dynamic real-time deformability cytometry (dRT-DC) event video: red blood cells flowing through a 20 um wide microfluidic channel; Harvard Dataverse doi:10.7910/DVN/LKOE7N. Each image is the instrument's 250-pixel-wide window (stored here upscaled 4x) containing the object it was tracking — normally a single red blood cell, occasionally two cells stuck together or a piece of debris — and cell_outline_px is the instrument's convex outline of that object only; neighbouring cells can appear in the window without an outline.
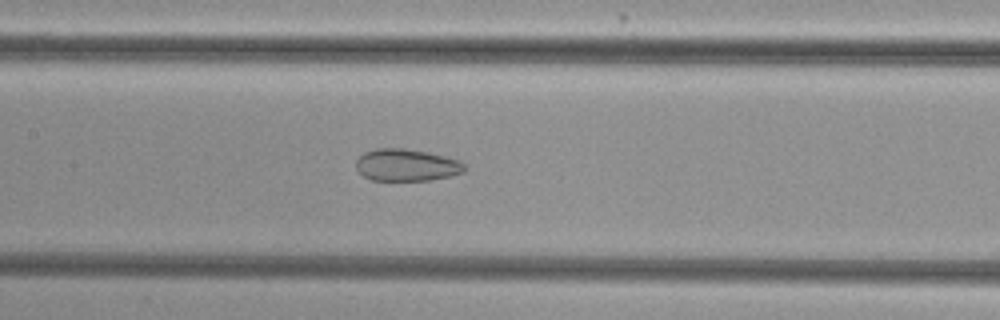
{"species": "common noctule bat (a hibernating species)", "species_latin": "Nyctalus noctula", "temperature_condition": "cold", "stored_images_in_passage": 38, "camera_frame_rate_fps": 3000, "um_per_image_px": 0.085, "animal": {"sex": "female", "body_mass_g": 29.2, "forearm_length_mm": 56.3}, "frame": {"image": 1, "passage_image": 15, "time_ms": 4.667, "image_size_px": [1000, 320], "cell_outline_px": [[468, 168], [464, 172], [448, 176], [428, 180], [372, 180], [364, 176], [356, 168], [356, 160], [364, 152], [376, 148], [404, 148], [428, 152], [460, 160]], "centroid_in_image_um": [34.56, 14.02], "position_along_channel_um": 172.8, "area_um2": 20.29}}
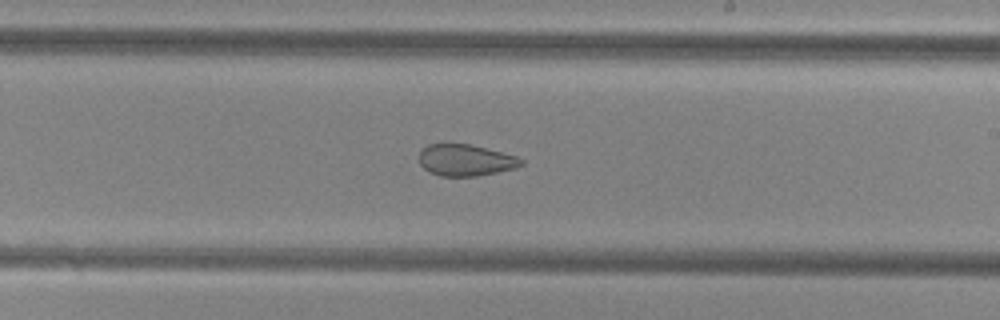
{"frame": {"image": 2, "passage_image": 21, "time_ms": 6.667, "image_size_px": [1000, 320], "cell_outline_px": [[524, 164], [516, 168], [476, 176], [440, 176], [428, 172], [420, 164], [420, 152], [428, 144], [468, 144], [516, 156], [524, 160]], "centroid_in_image_um": [39.57, 13.63], "position_along_channel_um": 249.4, "area_um2": 18.55}}
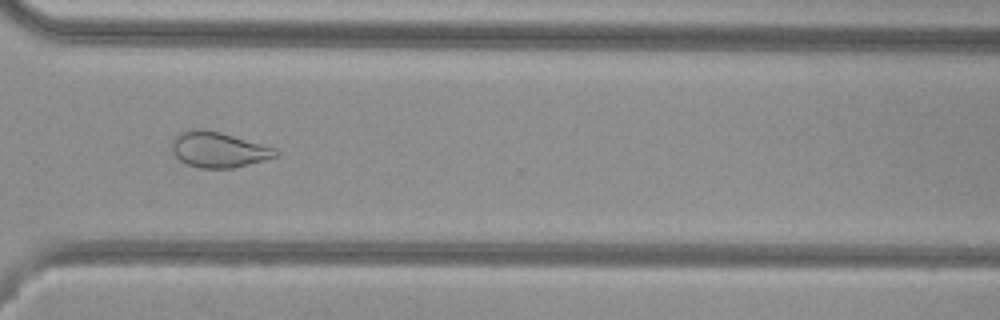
{"frame": {"image": 3, "passage_image": 29, "time_ms": 9.333, "image_size_px": [1000, 320], "cell_outline_px": [[280, 152], [276, 156], [264, 160], [232, 168], [200, 168], [188, 164], [180, 160], [172, 152], [172, 144], [176, 136], [180, 132], [200, 128], [220, 132], [276, 148]], "centroid_in_image_um": [18.58, 12.72], "position_along_channel_um": 352.0, "area_um2": 21.21}, "authors_computed_cell_mechanics": {"area_um2": 23.0622, "velocity_mm_per_s": 3.8416, "shape_relaxation_time_tau1_ms": null, "shape_relaxation_time_tau2_ms": 1.9957, "deformation_change_tau1": null, "deformation_change_tau2": 0.0782}}